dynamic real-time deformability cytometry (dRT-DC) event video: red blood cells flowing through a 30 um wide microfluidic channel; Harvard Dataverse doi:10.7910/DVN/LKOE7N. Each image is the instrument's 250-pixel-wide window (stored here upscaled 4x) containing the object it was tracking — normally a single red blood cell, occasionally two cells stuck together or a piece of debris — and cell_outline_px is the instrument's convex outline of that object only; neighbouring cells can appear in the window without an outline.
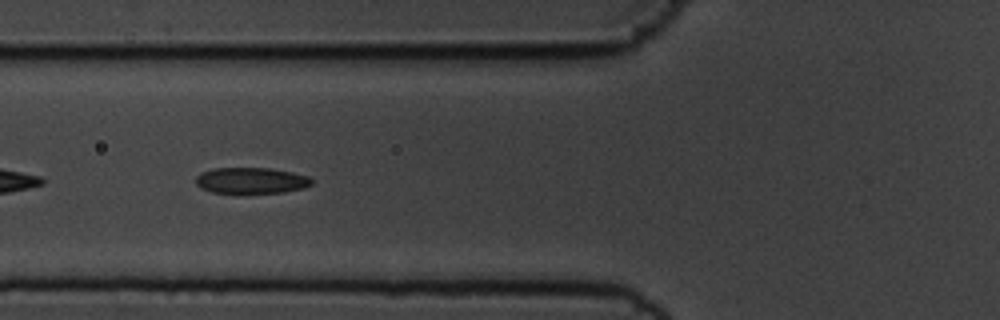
{"species": "common noctule bat (a hibernating species)", "species_latin": "Nyctalus noctula", "temperature_condition": "cold", "stored_images_in_passage": 8, "camera_frame_rate_fps": 3000, "um_per_image_px": 0.085, "animal": {"sex": "male", "body_mass_g": 19.5, "forearm_length_mm": 54.6}, "frame": {"image": 1, "passage_image": 5, "time_ms": 1.333, "image_size_px": [1000, 320], "cell_outline_px": [[312, 184], [304, 188], [284, 192], [244, 196], [236, 196], [212, 192], [200, 188], [196, 184], [196, 176], [200, 172], [212, 168], [268, 168], [292, 172], [308, 176], [312, 180]], "centroid_in_image_um": [21.3, 15.4], "position_along_channel_um": 104.5, "area_um2": 18.61}}